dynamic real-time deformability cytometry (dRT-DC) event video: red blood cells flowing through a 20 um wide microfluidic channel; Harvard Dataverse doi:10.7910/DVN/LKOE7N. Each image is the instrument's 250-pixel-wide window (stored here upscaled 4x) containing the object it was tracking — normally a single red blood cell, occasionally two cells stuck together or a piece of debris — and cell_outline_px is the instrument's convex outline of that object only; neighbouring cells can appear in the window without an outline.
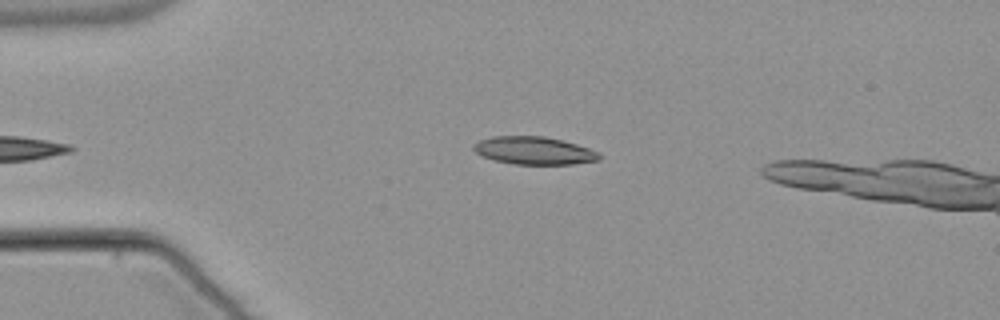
{"species": "common noctule bat (a hibernating species)", "species_latin": "Nyctalus noctula", "temperature_condition": "warm", "stored_images_in_passage": 38, "camera_frame_rate_fps": 3000, "um_per_image_px": 0.085, "animal": {"sex": "male", "body_mass_g": 21.5, "forearm_length_mm": 52.0}, "frame": {"image": 1, "passage_image": 2, "time_ms": 0.333, "image_size_px": [1000, 320], "cell_outline_px": [[600, 160], [572, 164], [512, 164], [492, 160], [476, 152], [472, 148], [472, 144], [480, 140], [492, 136], [544, 136], [564, 140], [600, 152]], "centroid_in_image_um": [45.39, 12.8], "position_along_channel_um": 39.6, "area_um2": 20.46}}
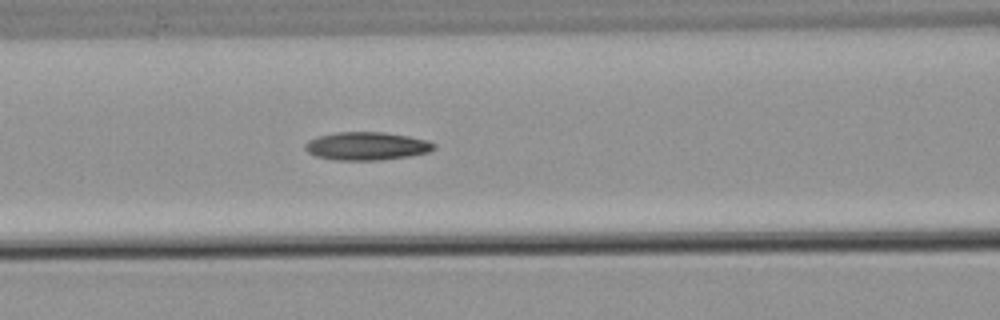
{"frame": {"image": 2, "passage_image": 12, "time_ms": 3.667, "image_size_px": [1000, 320], "cell_outline_px": [[436, 148], [428, 152], [408, 156], [380, 160], [332, 160], [316, 156], [308, 152], [304, 148], [304, 144], [308, 140], [320, 136], [336, 132], [384, 132], [408, 136], [428, 140], [436, 144]], "centroid_in_image_um": [31.17, 12.41], "position_along_channel_um": 135.4, "area_um2": 21.15}}
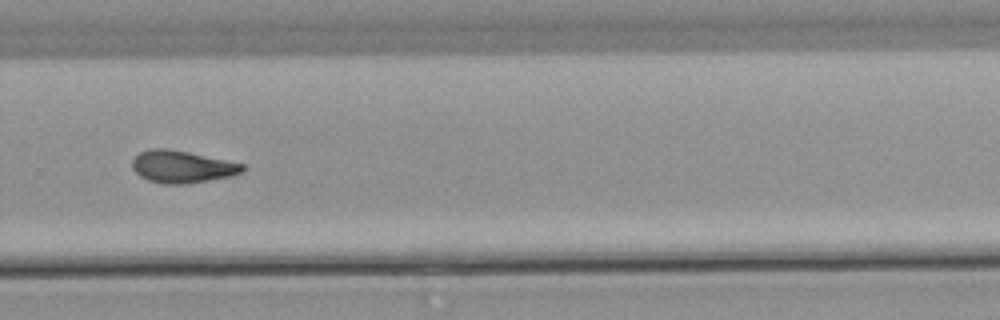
{"frame": {"image": 3, "passage_image": 26, "time_ms": 8.333, "image_size_px": [1000, 320], "cell_outline_px": [[244, 172], [232, 176], [184, 184], [164, 184], [148, 180], [140, 176], [132, 168], [132, 160], [140, 152], [152, 148], [168, 148], [188, 152], [244, 164]], "centroid_in_image_um": [15.47, 14.17], "position_along_channel_um": 314.3, "area_um2": 20.63}}